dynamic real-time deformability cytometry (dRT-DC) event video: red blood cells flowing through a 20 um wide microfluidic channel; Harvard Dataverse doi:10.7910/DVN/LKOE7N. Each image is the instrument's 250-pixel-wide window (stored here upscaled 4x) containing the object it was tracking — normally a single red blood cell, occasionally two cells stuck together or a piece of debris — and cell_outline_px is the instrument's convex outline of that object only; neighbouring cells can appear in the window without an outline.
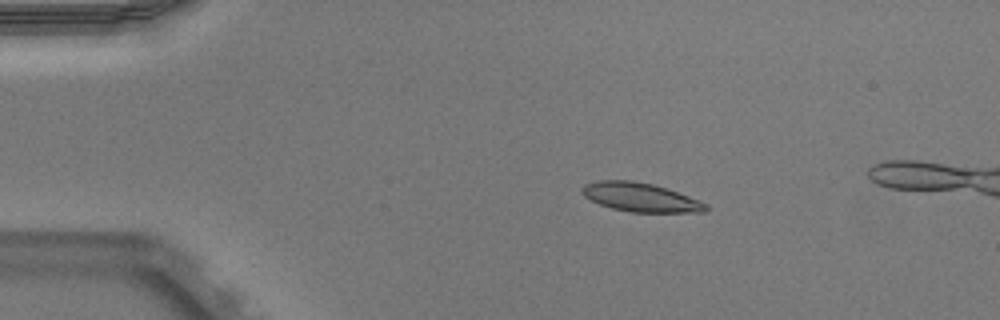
{"species": "Egyptian fruit bat (a non-hibernating species)", "species_latin": "Rousettus aegyptiacus", "temperature_condition": "warm", "stored_images_in_passage": 45, "camera_frame_rate_fps": 3000, "um_per_image_px": 0.085, "animal": {"sex": "male"}, "frame": {"image": 1, "passage_image": 2, "time_ms": 0.333, "image_size_px": [1000, 320], "cell_outline_px": [[708, 208], [704, 212], [632, 212], [612, 208], [600, 204], [584, 196], [580, 192], [580, 188], [584, 184], [596, 180], [632, 180], [652, 184], [700, 200], [708, 204]], "centroid_in_image_um": [54.4, 16.76], "position_along_channel_um": 30.6, "area_um2": 20.75}}
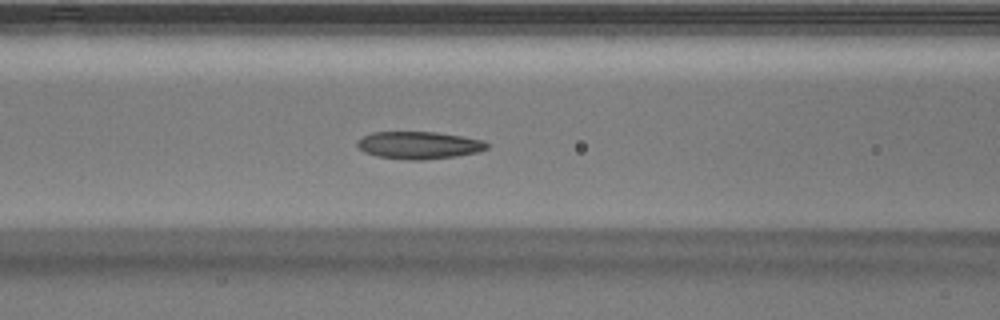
{"frame": {"image": 2, "passage_image": 14, "time_ms": 4.333, "image_size_px": [1000, 320], "cell_outline_px": [[488, 148], [476, 152], [456, 156], [420, 160], [408, 160], [376, 156], [364, 152], [356, 144], [356, 140], [372, 132], [436, 132], [460, 136], [480, 140], [488, 144]], "centroid_in_image_um": [35.55, 12.34], "position_along_channel_um": 131.0, "area_um2": 20.52}}
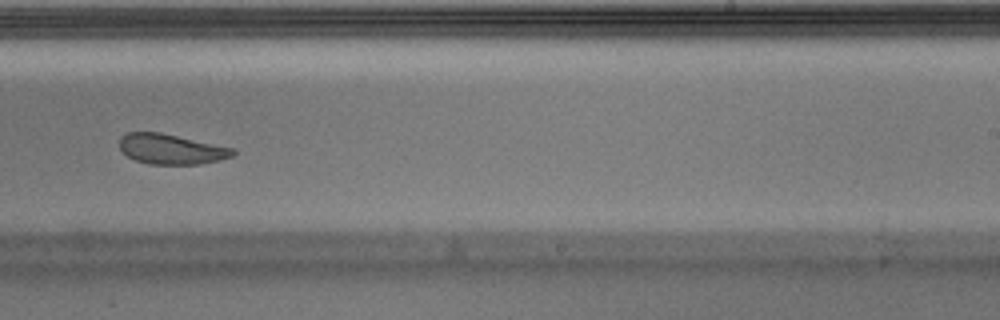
{"frame": {"image": 3, "passage_image": 25, "time_ms": 8.0, "image_size_px": [1000, 320], "cell_outline_px": [[236, 152], [232, 156], [220, 160], [200, 164], [148, 164], [136, 160], [128, 156], [120, 148], [120, 136], [128, 132], [160, 132], [236, 148]], "centroid_in_image_um": [14.58, 12.67], "position_along_channel_um": 274.4, "area_um2": 20.0}, "authors_computed_cell_mechanics": {"area_um2": 21.2704, "velocity_mm_per_s": 3.9166, "shape_relaxation_time_tau1_ms": null, "shape_relaxation_time_tau2_ms": 4.9814, "deformation_change_tau1": null, "deformation_change_tau2": 0.1178}}